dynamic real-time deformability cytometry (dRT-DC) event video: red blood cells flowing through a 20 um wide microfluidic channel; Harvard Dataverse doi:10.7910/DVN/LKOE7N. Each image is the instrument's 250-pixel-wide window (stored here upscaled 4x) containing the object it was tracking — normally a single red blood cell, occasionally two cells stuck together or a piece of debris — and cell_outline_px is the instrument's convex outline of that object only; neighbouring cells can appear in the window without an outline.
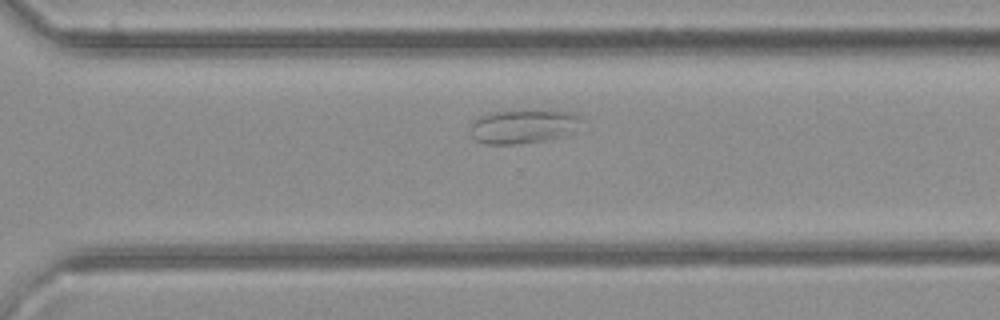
{"species": "common noctule bat (a hibernating species)", "species_latin": "Nyctalus noctula", "temperature_condition": "cold", "stored_images_in_passage": 28, "camera_frame_rate_fps": 3000, "um_per_image_px": 0.085, "animal": {"sex": "female", "body_mass_g": 21.9}, "frame": {"image": 1, "passage_image": 19, "time_ms": 6.0, "image_size_px": [1000, 320], "cell_outline_px": [[584, 120], [572, 132], [548, 140], [516, 144], [484, 144], [476, 140], [472, 136], [472, 120], [488, 112], [520, 108], [548, 108], [572, 112], [584, 116]], "centroid_in_image_um": [44.53, 10.67], "position_along_channel_um": 326.1, "area_um2": 23.18}}
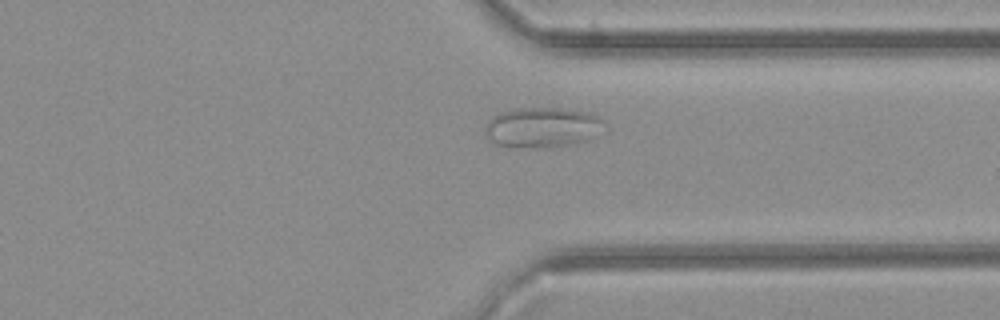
{"frame": {"image": 2, "passage_image": 21, "time_ms": 6.667, "image_size_px": [1000, 320], "cell_outline_px": [[604, 120], [592, 136], [588, 140], [576, 144], [552, 148], [504, 148], [488, 140], [484, 136], [484, 128], [488, 120], [492, 116], [500, 112], [516, 108], [560, 108], [592, 112]], "centroid_in_image_um": [45.99, 10.85], "position_along_channel_um": 365.4, "area_um2": 28.55}}